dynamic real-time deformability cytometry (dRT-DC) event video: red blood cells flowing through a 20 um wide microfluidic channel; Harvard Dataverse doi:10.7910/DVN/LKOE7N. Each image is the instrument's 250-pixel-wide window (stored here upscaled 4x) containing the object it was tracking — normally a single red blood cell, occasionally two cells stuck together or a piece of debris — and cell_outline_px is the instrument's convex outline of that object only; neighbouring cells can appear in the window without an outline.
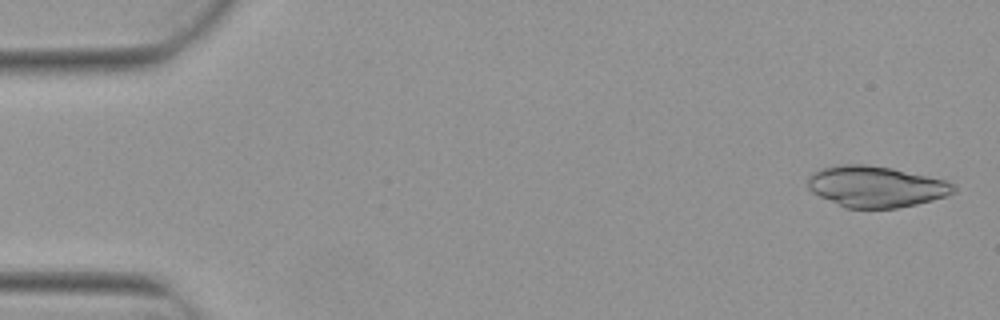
{"species": "Egyptian fruit bat (a non-hibernating species)", "species_latin": "Rousettus aegyptiacus", "temperature_condition": "warm", "stored_images_in_passage": 4, "camera_frame_rate_fps": 3000, "um_per_image_px": 0.085, "animal": {"sex": "female"}, "frame": {"image": 1, "passage_image": 1, "time_ms": 0.0, "image_size_px": [1000, 320], "cell_outline_px": [[956, 192], [948, 196], [916, 204], [896, 208], [844, 208], [812, 192], [808, 188], [808, 176], [820, 168], [840, 164], [868, 164], [892, 168], [944, 180], [956, 184]], "centroid_in_image_um": [74.45, 15.86], "position_along_channel_um": 10.5, "area_um2": 35.08}}